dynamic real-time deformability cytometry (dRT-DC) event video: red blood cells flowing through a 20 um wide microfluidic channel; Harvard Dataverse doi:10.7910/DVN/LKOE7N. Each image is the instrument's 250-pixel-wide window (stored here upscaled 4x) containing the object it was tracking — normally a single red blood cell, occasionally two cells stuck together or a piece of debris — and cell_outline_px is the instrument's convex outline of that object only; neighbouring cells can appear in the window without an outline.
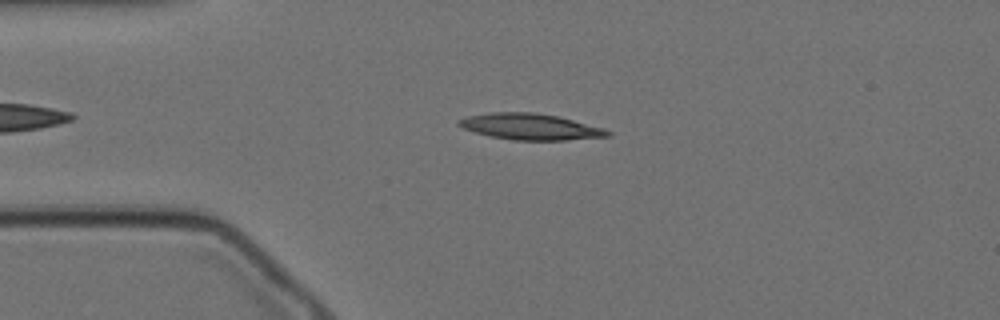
{"species": "Egyptian fruit bat (a non-hibernating species)", "species_latin": "Rousettus aegyptiacus", "temperature_condition": "cold", "stored_images_in_passage": 39, "camera_frame_rate_fps": 3000, "um_per_image_px": 0.085, "animal": {"sex": "female"}, "frame": {"image": 1, "passage_image": 3, "time_ms": 0.667, "image_size_px": [1000, 320], "cell_outline_px": [[612, 136], [568, 140], [512, 140], [488, 136], [464, 128], [456, 124], [456, 120], [468, 116], [492, 112], [532, 112], [556, 116], [604, 128], [612, 132]], "centroid_in_image_um": [45.07, 10.77], "position_along_channel_um": 39.9, "area_um2": 22.66}}
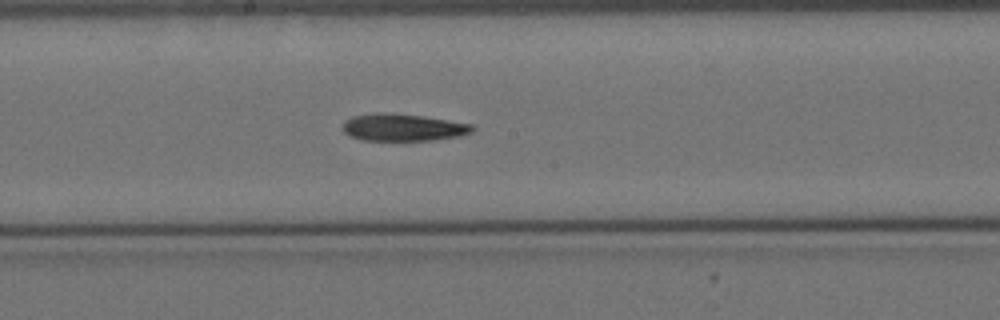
{"frame": {"image": 2, "passage_image": 20, "time_ms": 6.333, "image_size_px": [1000, 320], "cell_outline_px": [[476, 128], [472, 132], [460, 136], [432, 140], [360, 140], [348, 136], [344, 132], [344, 120], [352, 116], [376, 112], [384, 112], [420, 116], [472, 124]], "centroid_in_image_um": [34.23, 10.83], "position_along_channel_um": 214.0, "area_um2": 20.52}}
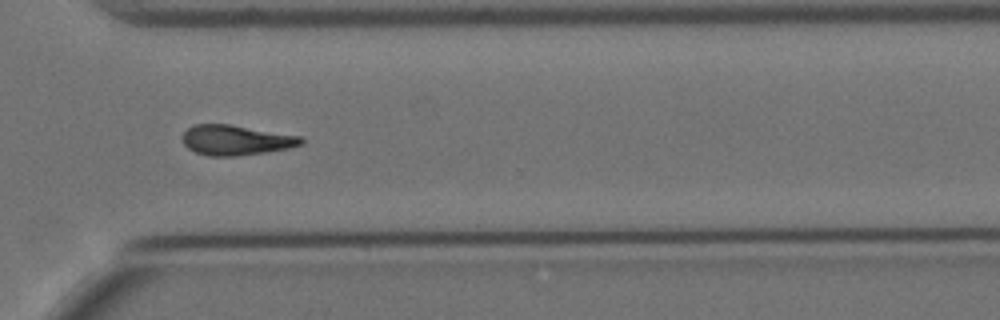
{"frame": {"image": 3, "passage_image": 32, "time_ms": 10.333, "image_size_px": [1000, 320], "cell_outline_px": [[304, 144], [288, 148], [268, 152], [236, 156], [208, 156], [196, 152], [188, 148], [184, 144], [184, 132], [192, 124], [232, 124], [304, 136]], "centroid_in_image_um": [20.12, 11.9], "position_along_channel_um": 350.5, "area_um2": 21.1}, "authors_computed_cell_mechanics": {"area_um2": 21.2704, "velocity_mm_per_s": 3.4205, "shape_relaxation_time_tau1_ms": 10.06, "shape_relaxation_time_tau2_ms": null, "deformation_change_tau1": 0.2099, "deformation_change_tau2": null}}